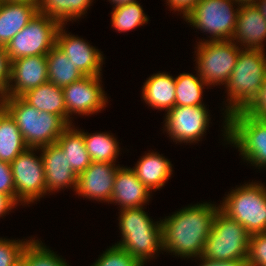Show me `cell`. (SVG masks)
<instances>
[{
    "mask_svg": "<svg viewBox=\"0 0 266 266\" xmlns=\"http://www.w3.org/2000/svg\"><path fill=\"white\" fill-rule=\"evenodd\" d=\"M200 0H167V4L174 11H180L183 14V18L194 8V6Z\"/></svg>",
    "mask_w": 266,
    "mask_h": 266,
    "instance_id": "f35d334b",
    "label": "cell"
},
{
    "mask_svg": "<svg viewBox=\"0 0 266 266\" xmlns=\"http://www.w3.org/2000/svg\"><path fill=\"white\" fill-rule=\"evenodd\" d=\"M38 3L8 2L0 4V45L6 46L38 12Z\"/></svg>",
    "mask_w": 266,
    "mask_h": 266,
    "instance_id": "d6986e66",
    "label": "cell"
},
{
    "mask_svg": "<svg viewBox=\"0 0 266 266\" xmlns=\"http://www.w3.org/2000/svg\"><path fill=\"white\" fill-rule=\"evenodd\" d=\"M233 0H200L186 15L185 21L200 31L210 33V41L231 40L235 31L237 15Z\"/></svg>",
    "mask_w": 266,
    "mask_h": 266,
    "instance_id": "9c48e42d",
    "label": "cell"
},
{
    "mask_svg": "<svg viewBox=\"0 0 266 266\" xmlns=\"http://www.w3.org/2000/svg\"><path fill=\"white\" fill-rule=\"evenodd\" d=\"M0 193L10 196L16 202L15 186L10 163L0 161Z\"/></svg>",
    "mask_w": 266,
    "mask_h": 266,
    "instance_id": "8d00e7d4",
    "label": "cell"
},
{
    "mask_svg": "<svg viewBox=\"0 0 266 266\" xmlns=\"http://www.w3.org/2000/svg\"><path fill=\"white\" fill-rule=\"evenodd\" d=\"M196 49V70L204 82L208 86L226 84L237 62L239 45L232 40L201 39Z\"/></svg>",
    "mask_w": 266,
    "mask_h": 266,
    "instance_id": "ba28073f",
    "label": "cell"
},
{
    "mask_svg": "<svg viewBox=\"0 0 266 266\" xmlns=\"http://www.w3.org/2000/svg\"><path fill=\"white\" fill-rule=\"evenodd\" d=\"M226 141L238 148L246 162L258 169L266 167V120L244 110L231 113L226 121Z\"/></svg>",
    "mask_w": 266,
    "mask_h": 266,
    "instance_id": "5b68a950",
    "label": "cell"
},
{
    "mask_svg": "<svg viewBox=\"0 0 266 266\" xmlns=\"http://www.w3.org/2000/svg\"><path fill=\"white\" fill-rule=\"evenodd\" d=\"M2 1H8V2H32V3H38L39 0H2Z\"/></svg>",
    "mask_w": 266,
    "mask_h": 266,
    "instance_id": "bcb514c9",
    "label": "cell"
},
{
    "mask_svg": "<svg viewBox=\"0 0 266 266\" xmlns=\"http://www.w3.org/2000/svg\"><path fill=\"white\" fill-rule=\"evenodd\" d=\"M15 266H23L22 262L20 261L18 264H16Z\"/></svg>",
    "mask_w": 266,
    "mask_h": 266,
    "instance_id": "c3c4849f",
    "label": "cell"
},
{
    "mask_svg": "<svg viewBox=\"0 0 266 266\" xmlns=\"http://www.w3.org/2000/svg\"><path fill=\"white\" fill-rule=\"evenodd\" d=\"M5 110L14 119L26 145L31 148L56 143L68 127L58 115L39 111L22 97H6Z\"/></svg>",
    "mask_w": 266,
    "mask_h": 266,
    "instance_id": "3957f363",
    "label": "cell"
},
{
    "mask_svg": "<svg viewBox=\"0 0 266 266\" xmlns=\"http://www.w3.org/2000/svg\"><path fill=\"white\" fill-rule=\"evenodd\" d=\"M202 264L199 266H248L247 260H235V261H214L200 258Z\"/></svg>",
    "mask_w": 266,
    "mask_h": 266,
    "instance_id": "ab89813d",
    "label": "cell"
},
{
    "mask_svg": "<svg viewBox=\"0 0 266 266\" xmlns=\"http://www.w3.org/2000/svg\"><path fill=\"white\" fill-rule=\"evenodd\" d=\"M238 6L254 5L257 0H233Z\"/></svg>",
    "mask_w": 266,
    "mask_h": 266,
    "instance_id": "ee69618b",
    "label": "cell"
},
{
    "mask_svg": "<svg viewBox=\"0 0 266 266\" xmlns=\"http://www.w3.org/2000/svg\"><path fill=\"white\" fill-rule=\"evenodd\" d=\"M41 150V157L45 170L46 194L47 192L59 191L60 189H77L78 175L69 165L66 155L61 146L56 142L38 148ZM72 185V186H71Z\"/></svg>",
    "mask_w": 266,
    "mask_h": 266,
    "instance_id": "2e32d148",
    "label": "cell"
},
{
    "mask_svg": "<svg viewBox=\"0 0 266 266\" xmlns=\"http://www.w3.org/2000/svg\"><path fill=\"white\" fill-rule=\"evenodd\" d=\"M22 240H10L0 238V266H15L20 262V257L25 245L28 243Z\"/></svg>",
    "mask_w": 266,
    "mask_h": 266,
    "instance_id": "836d02e7",
    "label": "cell"
},
{
    "mask_svg": "<svg viewBox=\"0 0 266 266\" xmlns=\"http://www.w3.org/2000/svg\"><path fill=\"white\" fill-rule=\"evenodd\" d=\"M131 169L151 192L162 188L173 174L171 162L157 152L142 156Z\"/></svg>",
    "mask_w": 266,
    "mask_h": 266,
    "instance_id": "ffe728a7",
    "label": "cell"
},
{
    "mask_svg": "<svg viewBox=\"0 0 266 266\" xmlns=\"http://www.w3.org/2000/svg\"><path fill=\"white\" fill-rule=\"evenodd\" d=\"M11 61L6 54V48L0 45V89L5 92L10 81Z\"/></svg>",
    "mask_w": 266,
    "mask_h": 266,
    "instance_id": "74e56055",
    "label": "cell"
},
{
    "mask_svg": "<svg viewBox=\"0 0 266 266\" xmlns=\"http://www.w3.org/2000/svg\"><path fill=\"white\" fill-rule=\"evenodd\" d=\"M0 96H5L4 92L0 89Z\"/></svg>",
    "mask_w": 266,
    "mask_h": 266,
    "instance_id": "7dc6e473",
    "label": "cell"
},
{
    "mask_svg": "<svg viewBox=\"0 0 266 266\" xmlns=\"http://www.w3.org/2000/svg\"><path fill=\"white\" fill-rule=\"evenodd\" d=\"M46 247L42 241L30 239L20 257L23 266H70L63 258Z\"/></svg>",
    "mask_w": 266,
    "mask_h": 266,
    "instance_id": "f546056e",
    "label": "cell"
},
{
    "mask_svg": "<svg viewBox=\"0 0 266 266\" xmlns=\"http://www.w3.org/2000/svg\"><path fill=\"white\" fill-rule=\"evenodd\" d=\"M199 203L162 219V249L181 258H201L219 206Z\"/></svg>",
    "mask_w": 266,
    "mask_h": 266,
    "instance_id": "6da1fadb",
    "label": "cell"
},
{
    "mask_svg": "<svg viewBox=\"0 0 266 266\" xmlns=\"http://www.w3.org/2000/svg\"><path fill=\"white\" fill-rule=\"evenodd\" d=\"M5 99H6V96H0V114L5 109Z\"/></svg>",
    "mask_w": 266,
    "mask_h": 266,
    "instance_id": "f6af8a7d",
    "label": "cell"
},
{
    "mask_svg": "<svg viewBox=\"0 0 266 266\" xmlns=\"http://www.w3.org/2000/svg\"><path fill=\"white\" fill-rule=\"evenodd\" d=\"M85 147L92 162L115 163L119 155V142L110 133L83 132Z\"/></svg>",
    "mask_w": 266,
    "mask_h": 266,
    "instance_id": "83f0119b",
    "label": "cell"
},
{
    "mask_svg": "<svg viewBox=\"0 0 266 266\" xmlns=\"http://www.w3.org/2000/svg\"><path fill=\"white\" fill-rule=\"evenodd\" d=\"M111 13L112 27L118 32L130 31L149 21L148 16L137 1L113 8Z\"/></svg>",
    "mask_w": 266,
    "mask_h": 266,
    "instance_id": "4dcf8cb0",
    "label": "cell"
},
{
    "mask_svg": "<svg viewBox=\"0 0 266 266\" xmlns=\"http://www.w3.org/2000/svg\"><path fill=\"white\" fill-rule=\"evenodd\" d=\"M254 6L258 9V11L266 20V0H257Z\"/></svg>",
    "mask_w": 266,
    "mask_h": 266,
    "instance_id": "b9f144b4",
    "label": "cell"
},
{
    "mask_svg": "<svg viewBox=\"0 0 266 266\" xmlns=\"http://www.w3.org/2000/svg\"><path fill=\"white\" fill-rule=\"evenodd\" d=\"M114 163L91 162L90 166L78 175L76 193L88 199L110 202L115 175L120 166Z\"/></svg>",
    "mask_w": 266,
    "mask_h": 266,
    "instance_id": "9a60e30c",
    "label": "cell"
},
{
    "mask_svg": "<svg viewBox=\"0 0 266 266\" xmlns=\"http://www.w3.org/2000/svg\"><path fill=\"white\" fill-rule=\"evenodd\" d=\"M231 40L237 45L241 43L239 45L240 47L243 45L242 49L264 51L266 20L254 5L240 6Z\"/></svg>",
    "mask_w": 266,
    "mask_h": 266,
    "instance_id": "e0dca14e",
    "label": "cell"
},
{
    "mask_svg": "<svg viewBox=\"0 0 266 266\" xmlns=\"http://www.w3.org/2000/svg\"><path fill=\"white\" fill-rule=\"evenodd\" d=\"M237 188V189H236ZM232 189L224 197L220 209L235 219L251 235L266 232V187L251 182Z\"/></svg>",
    "mask_w": 266,
    "mask_h": 266,
    "instance_id": "8992f818",
    "label": "cell"
},
{
    "mask_svg": "<svg viewBox=\"0 0 266 266\" xmlns=\"http://www.w3.org/2000/svg\"><path fill=\"white\" fill-rule=\"evenodd\" d=\"M21 97L39 111L58 115L67 124V109L63 90L59 86L47 81L27 91Z\"/></svg>",
    "mask_w": 266,
    "mask_h": 266,
    "instance_id": "603a6c76",
    "label": "cell"
},
{
    "mask_svg": "<svg viewBox=\"0 0 266 266\" xmlns=\"http://www.w3.org/2000/svg\"><path fill=\"white\" fill-rule=\"evenodd\" d=\"M151 193L130 167H120L115 175L110 203L120 205V210L140 208L149 201Z\"/></svg>",
    "mask_w": 266,
    "mask_h": 266,
    "instance_id": "ac0fdd59",
    "label": "cell"
},
{
    "mask_svg": "<svg viewBox=\"0 0 266 266\" xmlns=\"http://www.w3.org/2000/svg\"><path fill=\"white\" fill-rule=\"evenodd\" d=\"M119 213V229L122 237L131 231L162 230V221L154 223L143 207L123 209Z\"/></svg>",
    "mask_w": 266,
    "mask_h": 266,
    "instance_id": "1f68e13d",
    "label": "cell"
},
{
    "mask_svg": "<svg viewBox=\"0 0 266 266\" xmlns=\"http://www.w3.org/2000/svg\"><path fill=\"white\" fill-rule=\"evenodd\" d=\"M65 24L59 27L56 46L67 55V58L84 76H100L103 65V54L83 38L68 34Z\"/></svg>",
    "mask_w": 266,
    "mask_h": 266,
    "instance_id": "5bb4252c",
    "label": "cell"
},
{
    "mask_svg": "<svg viewBox=\"0 0 266 266\" xmlns=\"http://www.w3.org/2000/svg\"><path fill=\"white\" fill-rule=\"evenodd\" d=\"M17 203L8 195L0 193V217L5 216Z\"/></svg>",
    "mask_w": 266,
    "mask_h": 266,
    "instance_id": "60d3db41",
    "label": "cell"
},
{
    "mask_svg": "<svg viewBox=\"0 0 266 266\" xmlns=\"http://www.w3.org/2000/svg\"><path fill=\"white\" fill-rule=\"evenodd\" d=\"M115 245L126 250L143 266L162 249V230H138L126 233Z\"/></svg>",
    "mask_w": 266,
    "mask_h": 266,
    "instance_id": "44dd1931",
    "label": "cell"
},
{
    "mask_svg": "<svg viewBox=\"0 0 266 266\" xmlns=\"http://www.w3.org/2000/svg\"><path fill=\"white\" fill-rule=\"evenodd\" d=\"M247 263L248 266H266V232L250 236Z\"/></svg>",
    "mask_w": 266,
    "mask_h": 266,
    "instance_id": "e575fe53",
    "label": "cell"
},
{
    "mask_svg": "<svg viewBox=\"0 0 266 266\" xmlns=\"http://www.w3.org/2000/svg\"><path fill=\"white\" fill-rule=\"evenodd\" d=\"M244 111L258 119L266 120V78L258 95Z\"/></svg>",
    "mask_w": 266,
    "mask_h": 266,
    "instance_id": "d590c367",
    "label": "cell"
},
{
    "mask_svg": "<svg viewBox=\"0 0 266 266\" xmlns=\"http://www.w3.org/2000/svg\"><path fill=\"white\" fill-rule=\"evenodd\" d=\"M62 24L39 12L5 46L10 61L26 56L47 55L56 45Z\"/></svg>",
    "mask_w": 266,
    "mask_h": 266,
    "instance_id": "52a82bcc",
    "label": "cell"
},
{
    "mask_svg": "<svg viewBox=\"0 0 266 266\" xmlns=\"http://www.w3.org/2000/svg\"><path fill=\"white\" fill-rule=\"evenodd\" d=\"M250 236L241 224L219 209L201 258L219 262L247 260Z\"/></svg>",
    "mask_w": 266,
    "mask_h": 266,
    "instance_id": "277c9868",
    "label": "cell"
},
{
    "mask_svg": "<svg viewBox=\"0 0 266 266\" xmlns=\"http://www.w3.org/2000/svg\"><path fill=\"white\" fill-rule=\"evenodd\" d=\"M175 88V78L166 72H159L145 81L142 98L149 106L168 112L175 106Z\"/></svg>",
    "mask_w": 266,
    "mask_h": 266,
    "instance_id": "7402d4cb",
    "label": "cell"
},
{
    "mask_svg": "<svg viewBox=\"0 0 266 266\" xmlns=\"http://www.w3.org/2000/svg\"><path fill=\"white\" fill-rule=\"evenodd\" d=\"M48 81L46 55L26 56L11 61L6 97H21L27 91Z\"/></svg>",
    "mask_w": 266,
    "mask_h": 266,
    "instance_id": "4fadbf2b",
    "label": "cell"
},
{
    "mask_svg": "<svg viewBox=\"0 0 266 266\" xmlns=\"http://www.w3.org/2000/svg\"><path fill=\"white\" fill-rule=\"evenodd\" d=\"M198 76V77H197ZM180 73L175 77V106H197L202 103L204 86H208L198 74Z\"/></svg>",
    "mask_w": 266,
    "mask_h": 266,
    "instance_id": "f1b7e54d",
    "label": "cell"
},
{
    "mask_svg": "<svg viewBox=\"0 0 266 266\" xmlns=\"http://www.w3.org/2000/svg\"><path fill=\"white\" fill-rule=\"evenodd\" d=\"M112 4H114L113 8H116L118 6L127 5L129 3L136 2L137 0H109Z\"/></svg>",
    "mask_w": 266,
    "mask_h": 266,
    "instance_id": "7bdbcfd3",
    "label": "cell"
},
{
    "mask_svg": "<svg viewBox=\"0 0 266 266\" xmlns=\"http://www.w3.org/2000/svg\"><path fill=\"white\" fill-rule=\"evenodd\" d=\"M48 81L64 88L80 80L84 75L56 45L46 55Z\"/></svg>",
    "mask_w": 266,
    "mask_h": 266,
    "instance_id": "484cf974",
    "label": "cell"
},
{
    "mask_svg": "<svg viewBox=\"0 0 266 266\" xmlns=\"http://www.w3.org/2000/svg\"><path fill=\"white\" fill-rule=\"evenodd\" d=\"M57 143L63 149L69 165L77 175L90 166L92 160L85 147L82 130H77L74 125H69L59 136Z\"/></svg>",
    "mask_w": 266,
    "mask_h": 266,
    "instance_id": "cb8c5ba5",
    "label": "cell"
},
{
    "mask_svg": "<svg viewBox=\"0 0 266 266\" xmlns=\"http://www.w3.org/2000/svg\"><path fill=\"white\" fill-rule=\"evenodd\" d=\"M100 76H84L80 80L62 88L64 102L67 109V125H72L70 116L93 115L106 107L108 102L102 89Z\"/></svg>",
    "mask_w": 266,
    "mask_h": 266,
    "instance_id": "7c38bea8",
    "label": "cell"
},
{
    "mask_svg": "<svg viewBox=\"0 0 266 266\" xmlns=\"http://www.w3.org/2000/svg\"><path fill=\"white\" fill-rule=\"evenodd\" d=\"M266 78V57L262 50L241 49L229 81L224 85L228 91L225 109L224 138L226 121L231 113L245 110L258 95Z\"/></svg>",
    "mask_w": 266,
    "mask_h": 266,
    "instance_id": "7a4b0ae2",
    "label": "cell"
},
{
    "mask_svg": "<svg viewBox=\"0 0 266 266\" xmlns=\"http://www.w3.org/2000/svg\"><path fill=\"white\" fill-rule=\"evenodd\" d=\"M27 148L20 129L4 109L0 114V161L11 163Z\"/></svg>",
    "mask_w": 266,
    "mask_h": 266,
    "instance_id": "d4e9b609",
    "label": "cell"
},
{
    "mask_svg": "<svg viewBox=\"0 0 266 266\" xmlns=\"http://www.w3.org/2000/svg\"><path fill=\"white\" fill-rule=\"evenodd\" d=\"M205 106H174L165 114L164 130L173 142L196 143L202 139L210 123Z\"/></svg>",
    "mask_w": 266,
    "mask_h": 266,
    "instance_id": "8fae6325",
    "label": "cell"
},
{
    "mask_svg": "<svg viewBox=\"0 0 266 266\" xmlns=\"http://www.w3.org/2000/svg\"><path fill=\"white\" fill-rule=\"evenodd\" d=\"M34 150L38 148L28 147L10 163L17 204L33 203L46 194L43 160Z\"/></svg>",
    "mask_w": 266,
    "mask_h": 266,
    "instance_id": "30bf717a",
    "label": "cell"
},
{
    "mask_svg": "<svg viewBox=\"0 0 266 266\" xmlns=\"http://www.w3.org/2000/svg\"><path fill=\"white\" fill-rule=\"evenodd\" d=\"M92 0H39L38 12L56 19L61 24L80 19L85 15ZM86 11V12H85Z\"/></svg>",
    "mask_w": 266,
    "mask_h": 266,
    "instance_id": "4316f807",
    "label": "cell"
},
{
    "mask_svg": "<svg viewBox=\"0 0 266 266\" xmlns=\"http://www.w3.org/2000/svg\"><path fill=\"white\" fill-rule=\"evenodd\" d=\"M99 257L92 266H143L130 253L117 245L110 246Z\"/></svg>",
    "mask_w": 266,
    "mask_h": 266,
    "instance_id": "d6a6232c",
    "label": "cell"
}]
</instances>
